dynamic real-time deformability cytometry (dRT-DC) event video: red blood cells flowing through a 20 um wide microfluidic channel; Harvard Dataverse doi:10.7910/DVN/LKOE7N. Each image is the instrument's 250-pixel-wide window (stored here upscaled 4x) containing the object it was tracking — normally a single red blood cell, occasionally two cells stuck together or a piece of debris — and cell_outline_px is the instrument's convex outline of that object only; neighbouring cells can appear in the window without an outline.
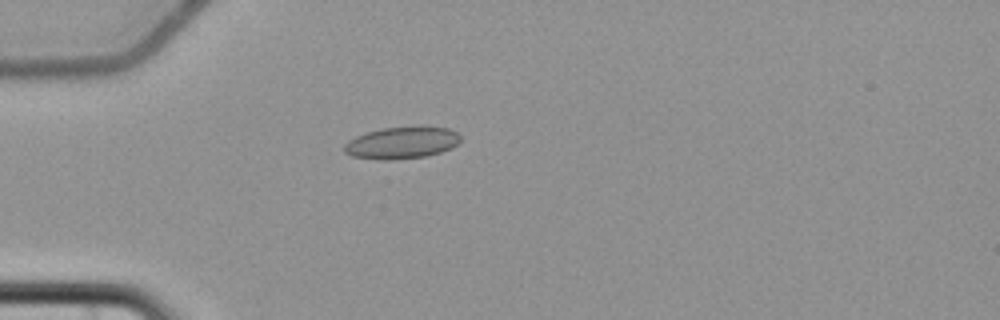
{"species": "common noctule bat (a hibernating species)", "species_latin": "Nyctalus noctula", "temperature_condition": "cold", "stored_images_in_passage": 2, "camera_frame_rate_fps": 3000, "um_per_image_px": 0.085, "animal": {"sex": "female", "body_mass_g": 22.7, "forearm_length_mm": 54.2}, "frame": {"image": 1, "passage_image": 1, "time_ms": 0.0, "image_size_px": [1000, 320], "cell_outline_px": [[460, 140], [452, 148], [440, 152], [424, 156], [388, 160], [380, 160], [352, 156], [344, 152], [344, 144], [348, 140], [356, 136], [368, 132], [384, 128], [420, 124], [448, 128], [456, 132], [460, 136]], "centroid_in_image_um": [34.16, 12.1], "position_along_channel_um": 50.8, "area_um2": 21.96}}